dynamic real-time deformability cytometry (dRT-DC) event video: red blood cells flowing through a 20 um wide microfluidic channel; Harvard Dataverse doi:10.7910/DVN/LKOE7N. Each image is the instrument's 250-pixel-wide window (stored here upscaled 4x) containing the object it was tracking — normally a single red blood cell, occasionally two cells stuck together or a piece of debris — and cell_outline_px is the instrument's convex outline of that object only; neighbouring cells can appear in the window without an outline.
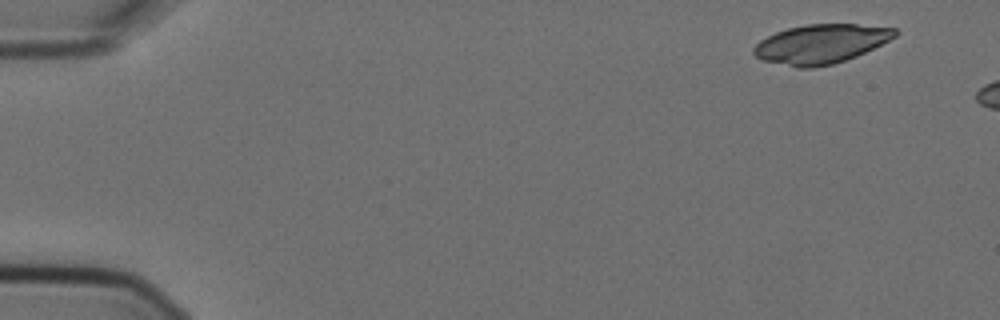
{"species": "Egyptian fruit bat (a non-hibernating species)", "species_latin": "Rousettus aegyptiacus", "temperature_condition": "cold", "stored_images_in_passage": 3, "camera_frame_rate_fps": 3000, "um_per_image_px": 0.085, "animal": {"sex": "female"}, "frame": {"image": 1, "passage_image": 1, "time_ms": 0.0, "image_size_px": [1000, 320], "cell_outline_px": [[900, 32], [896, 36], [856, 56], [832, 64], [812, 68], [796, 68], [764, 60], [756, 56], [752, 52], [752, 48], [760, 40], [776, 32], [788, 28], [808, 24], [856, 24], [896, 28]], "centroid_in_image_um": [69.76, 3.73], "position_along_channel_um": 15.2, "area_um2": 32.02}}